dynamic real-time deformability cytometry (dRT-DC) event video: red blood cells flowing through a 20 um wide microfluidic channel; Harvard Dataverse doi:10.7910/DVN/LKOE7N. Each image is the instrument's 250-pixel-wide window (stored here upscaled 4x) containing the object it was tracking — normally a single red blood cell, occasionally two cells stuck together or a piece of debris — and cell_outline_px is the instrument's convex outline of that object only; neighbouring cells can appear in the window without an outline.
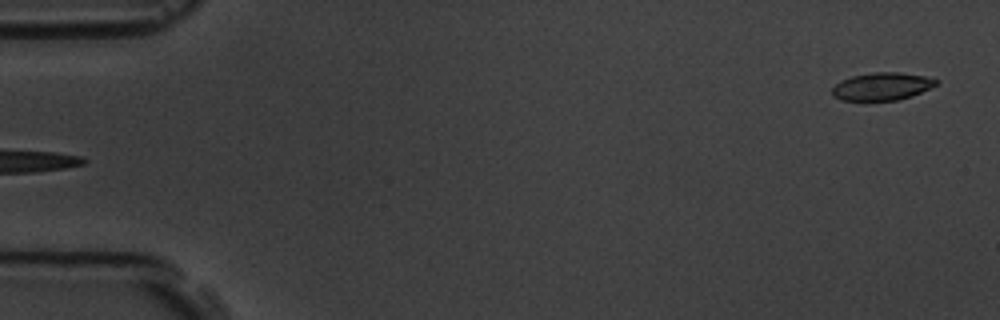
{"species": "common noctule bat (a hibernating species)", "species_latin": "Nyctalus noctula", "temperature_condition": "room temperature", "stored_images_in_passage": 5, "segment_of_instrument_passage": [2, 2], "camera_frame_rate_fps": 3000, "um_per_image_px": 0.085, "animal": {"sex": "male", "body_mass_g": 19.5, "forearm_length_mm": 54.6}, "frame": {"image": 1, "passage_image": 5, "time_ms": 5.333, "image_size_px": [1000, 320], "cell_outline_px": [[940, 80], [936, 84], [912, 96], [896, 100], [840, 100], [832, 96], [832, 88], [840, 80], [852, 76], [872, 72], [900, 72], [924, 76]], "centroid_in_image_um": [74.93, 7.34], "position_along_channel_um": 10.1, "area_um2": 16.7}}